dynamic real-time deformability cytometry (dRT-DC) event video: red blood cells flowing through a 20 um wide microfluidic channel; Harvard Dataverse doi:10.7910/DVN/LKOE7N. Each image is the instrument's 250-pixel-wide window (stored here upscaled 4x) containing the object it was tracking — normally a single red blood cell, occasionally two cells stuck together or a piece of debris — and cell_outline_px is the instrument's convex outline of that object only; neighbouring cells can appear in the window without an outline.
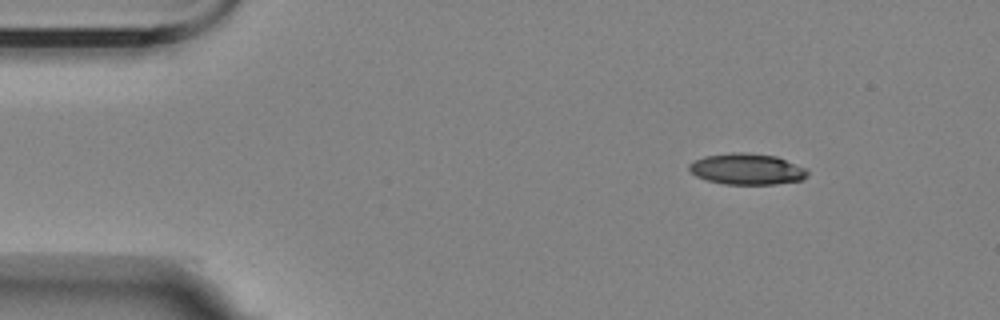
{"species": "Egyptian fruit bat (a non-hibernating species)", "species_latin": "Rousettus aegyptiacus", "temperature_condition": "room temperature", "stored_images_in_passage": 4, "camera_frame_rate_fps": 3000, "um_per_image_px": 0.085, "animal": {"sex": "female"}, "frame": {"image": 1, "passage_image": 1, "time_ms": 0.0, "image_size_px": [1000, 320], "cell_outline_px": [[808, 176], [800, 180], [776, 184], [724, 184], [708, 180], [696, 176], [688, 168], [688, 164], [704, 156], [736, 152], [744, 152], [776, 156], [804, 168], [808, 172]], "centroid_in_image_um": [63.47, 14.37], "position_along_channel_um": 21.5, "area_um2": 21.21}}
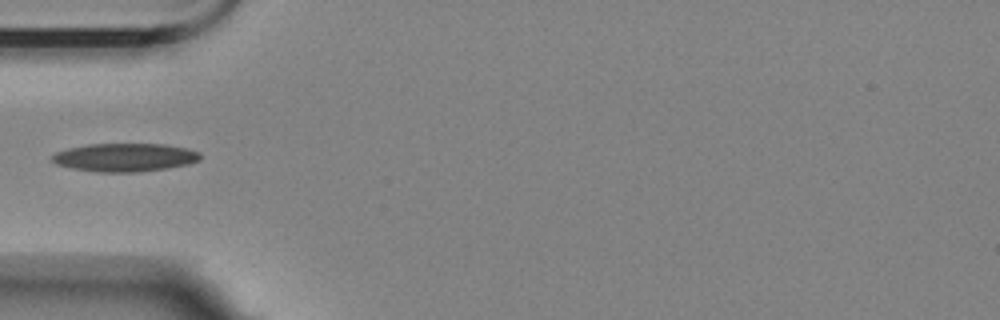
{"frame": {"image": 2, "passage_image": 4, "time_ms": 3.667, "image_size_px": [1000, 320], "cell_outline_px": [[200, 160], [188, 164], [168, 168], [136, 172], [100, 172], [72, 168], [56, 164], [52, 160], [52, 156], [56, 152], [68, 148], [88, 144], [164, 144], [188, 148], [200, 152]], "centroid_in_image_um": [10.63, 13.37], "position_along_channel_um": 74.4, "area_um2": 24.39}}